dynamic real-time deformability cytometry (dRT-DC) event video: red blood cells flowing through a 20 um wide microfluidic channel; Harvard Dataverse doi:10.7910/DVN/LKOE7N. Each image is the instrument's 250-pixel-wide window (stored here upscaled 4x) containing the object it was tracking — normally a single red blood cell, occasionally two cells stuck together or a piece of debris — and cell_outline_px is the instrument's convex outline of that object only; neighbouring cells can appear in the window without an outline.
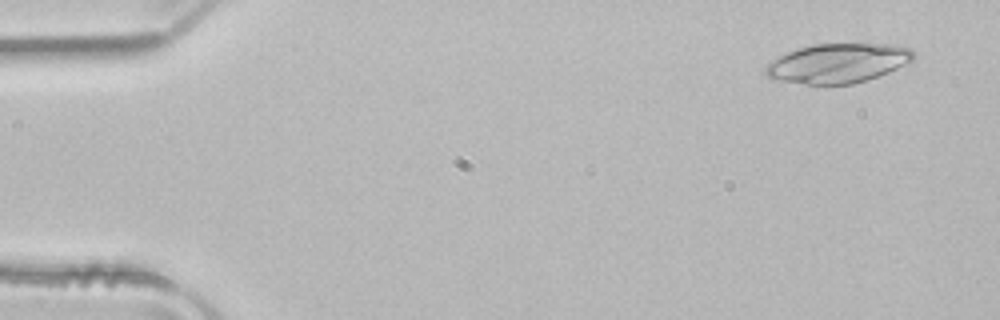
{"species": "common noctule bat (a hibernating species)", "species_latin": "Nyctalus noctula", "temperature_condition": "room temperature", "stored_images_in_passage": 51, "camera_frame_rate_fps": 3000, "um_per_image_px": 0.085, "animal": {"sex": "male", "body_mass_g": 21.5, "forearm_length_mm": 52.0}, "frame": {"image": 1, "passage_image": 3, "time_ms": 0.667, "image_size_px": [1000, 320], "cell_outline_px": [[916, 56], [912, 60], [888, 72], [868, 80], [852, 84], [804, 84], [780, 80], [768, 76], [764, 72], [764, 68], [772, 60], [788, 52], [812, 44], [896, 44], [912, 48], [916, 52]], "centroid_in_image_um": [71.27, 5.36], "position_along_channel_um": 13.7, "area_um2": 33.87}}